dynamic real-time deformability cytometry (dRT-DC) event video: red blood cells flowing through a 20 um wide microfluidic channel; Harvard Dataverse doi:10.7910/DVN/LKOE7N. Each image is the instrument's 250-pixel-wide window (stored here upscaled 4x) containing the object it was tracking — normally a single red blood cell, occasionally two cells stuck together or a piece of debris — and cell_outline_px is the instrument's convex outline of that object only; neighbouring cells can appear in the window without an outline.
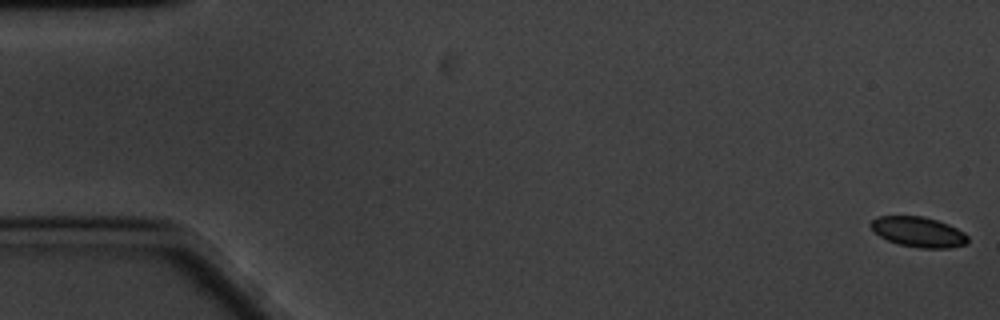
{"species": "common noctule bat (a hibernating species)", "species_latin": "Nyctalus noctula", "temperature_condition": "cold", "stored_images_in_passage": 61, "camera_frame_rate_fps": 3000, "um_per_image_px": 0.085, "animal": {"sex": "male", "body_mass_g": 20.1, "forearm_length_mm": 53.5}, "frame": {"image": 1, "passage_image": 1, "time_ms": 0.0, "image_size_px": [1000, 320], "cell_outline_px": [[968, 244], [952, 248], [920, 248], [900, 244], [888, 240], [880, 236], [868, 224], [872, 220], [880, 216], [920, 216], [936, 220], [948, 224], [964, 232], [968, 236]], "centroid_in_image_um": [78.1, 19.72], "position_along_channel_um": 6.9, "area_um2": 16.99}}
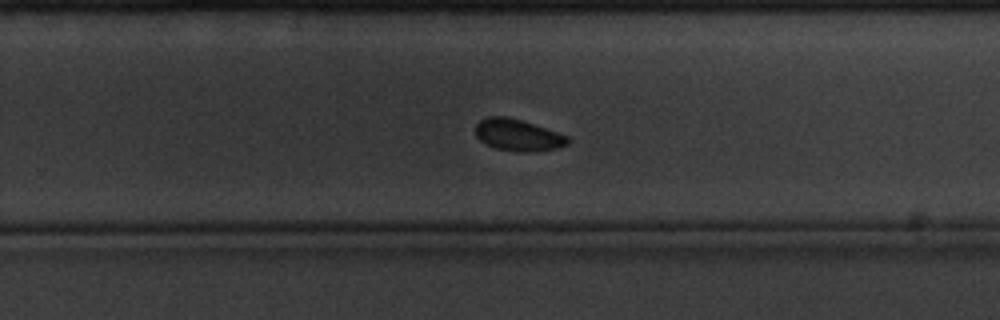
{"frame": {"image": 2, "passage_image": 39, "time_ms": 12.667, "image_size_px": [1000, 320], "cell_outline_px": [[568, 144], [556, 148], [524, 152], [520, 152], [496, 148], [480, 140], [476, 136], [476, 124], [480, 120], [488, 116], [508, 116], [568, 136]], "centroid_in_image_um": [43.98, 11.47], "position_along_channel_um": 285.8, "area_um2": 16.65}}
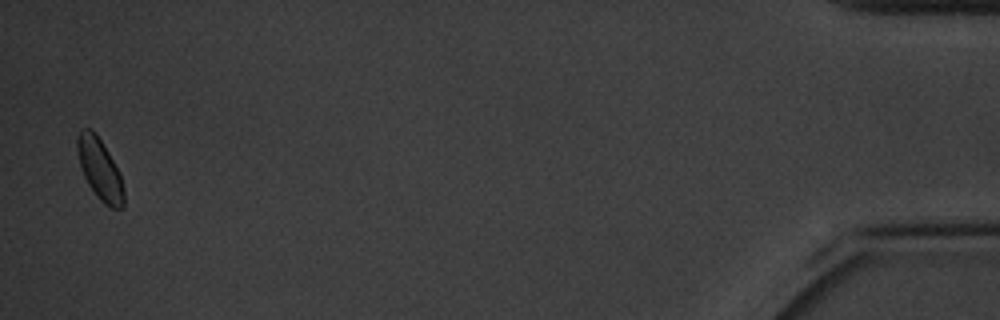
{"frame": {"image": 3, "passage_image": 60, "time_ms": 19.667, "image_size_px": [1000, 320], "cell_outline_px": [[124, 208], [112, 208], [104, 204], [96, 196], [88, 184], [80, 168], [76, 148], [76, 136], [80, 128], [92, 128], [96, 132], [108, 152], [120, 176], [124, 188]], "centroid_in_image_um": [8.44, 14.35], "position_along_channel_um": 426.8, "area_um2": 16.76}}